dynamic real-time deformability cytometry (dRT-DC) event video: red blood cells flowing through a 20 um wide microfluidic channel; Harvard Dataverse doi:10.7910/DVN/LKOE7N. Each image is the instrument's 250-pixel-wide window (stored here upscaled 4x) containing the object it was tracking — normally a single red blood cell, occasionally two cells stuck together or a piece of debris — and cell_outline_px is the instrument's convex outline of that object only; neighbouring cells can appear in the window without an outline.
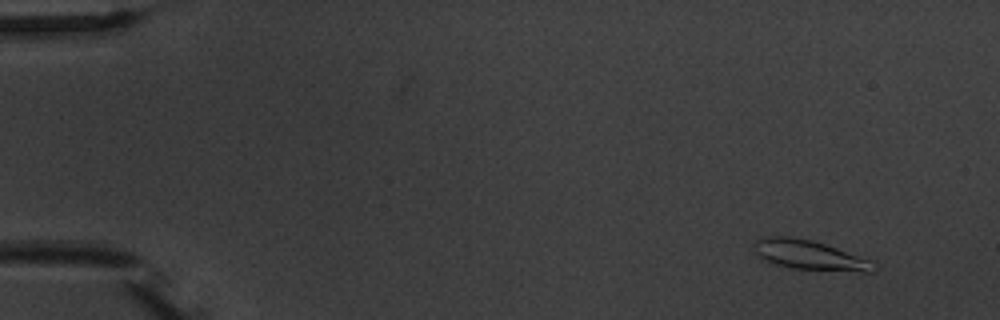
{"species": "common noctule bat (a hibernating species)", "species_latin": "Nyctalus noctula", "temperature_condition": "warm", "stored_images_in_passage": 5, "camera_frame_rate_fps": 3000, "um_per_image_px": 0.085, "animal": {"sex": "male", "body_mass_g": 20.1, "forearm_length_mm": 53.5}, "frame": {"image": 1, "passage_image": 1, "time_ms": 0.0, "image_size_px": [1000, 320], "cell_outline_px": [[880, 268], [872, 272], [860, 272], [788, 268], [776, 264], [756, 256], [752, 252], [752, 244], [756, 240], [764, 236], [788, 236], [812, 240], [872, 260]], "centroid_in_image_um": [68.79, 21.69], "position_along_channel_um": 16.2, "area_um2": 21.04}}